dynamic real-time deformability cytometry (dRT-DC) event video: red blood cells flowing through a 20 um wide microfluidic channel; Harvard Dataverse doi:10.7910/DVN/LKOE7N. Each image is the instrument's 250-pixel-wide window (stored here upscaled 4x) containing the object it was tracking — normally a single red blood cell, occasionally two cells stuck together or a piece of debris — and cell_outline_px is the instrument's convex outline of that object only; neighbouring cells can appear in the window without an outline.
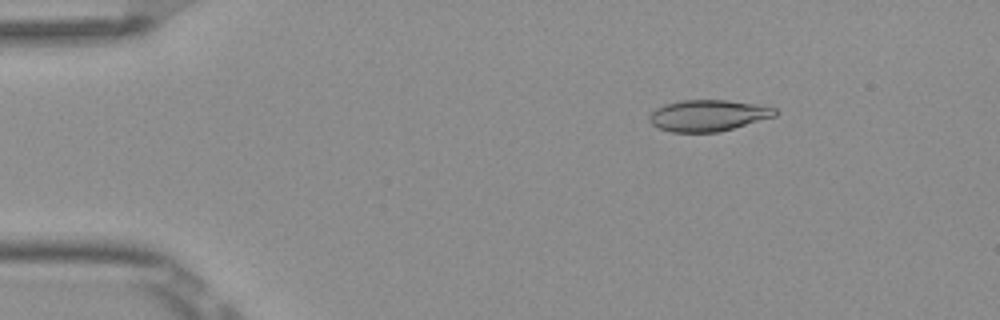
{"species": "Egyptian fruit bat (a non-hibernating species)", "species_latin": "Rousettus aegyptiacus", "temperature_condition": "room temperature", "stored_images_in_passage": 5, "camera_frame_rate_fps": 3000, "um_per_image_px": 0.085, "frame": {"image": 1, "passage_image": 3, "time_ms": 0.667, "image_size_px": [1000, 320], "cell_outline_px": [[776, 116], [720, 132], [672, 132], [660, 128], [652, 124], [648, 120], [648, 116], [656, 108], [664, 104], [680, 100], [728, 100], [756, 104], [776, 108]], "centroid_in_image_um": [60.18, 9.81], "position_along_channel_um": 24.8, "area_um2": 23.0}}